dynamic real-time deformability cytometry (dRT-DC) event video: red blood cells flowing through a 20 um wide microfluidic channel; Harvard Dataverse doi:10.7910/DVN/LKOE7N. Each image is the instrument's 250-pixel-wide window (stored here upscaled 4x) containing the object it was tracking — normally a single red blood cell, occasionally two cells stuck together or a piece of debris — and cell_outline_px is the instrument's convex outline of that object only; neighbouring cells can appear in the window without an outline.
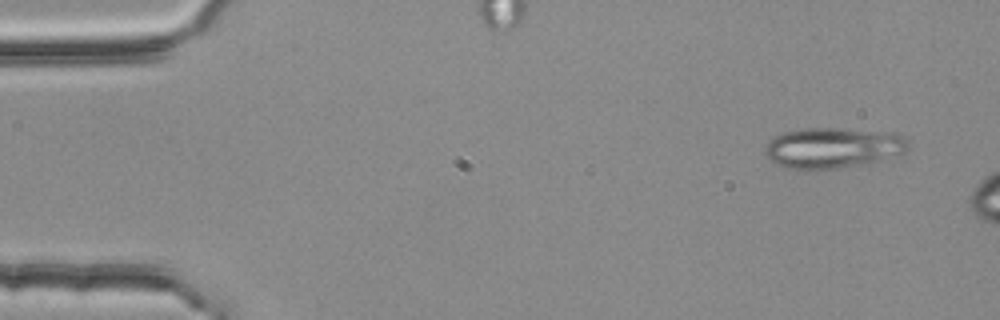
{"species": "common noctule bat (a hibernating species)", "species_latin": "Nyctalus noctula", "temperature_condition": "room temperature", "stored_images_in_passage": 3, "camera_frame_rate_fps": 3000, "um_per_image_px": 0.085, "animal": {"sex": "female", "body_mass_g": 25.1}, "frame": {"image": 1, "passage_image": 1, "time_ms": 0.0, "image_size_px": [1000, 320], "cell_outline_px": [[908, 148], [904, 152], [876, 160], [860, 164], [840, 168], [804, 172], [784, 168], [776, 164], [764, 152], [764, 148], [768, 140], [772, 136], [780, 132], [804, 128], [840, 128], [892, 132], [904, 136], [908, 140]], "centroid_in_image_um": [70.69, 12.57], "position_along_channel_um": 14.3, "area_um2": 34.51}}